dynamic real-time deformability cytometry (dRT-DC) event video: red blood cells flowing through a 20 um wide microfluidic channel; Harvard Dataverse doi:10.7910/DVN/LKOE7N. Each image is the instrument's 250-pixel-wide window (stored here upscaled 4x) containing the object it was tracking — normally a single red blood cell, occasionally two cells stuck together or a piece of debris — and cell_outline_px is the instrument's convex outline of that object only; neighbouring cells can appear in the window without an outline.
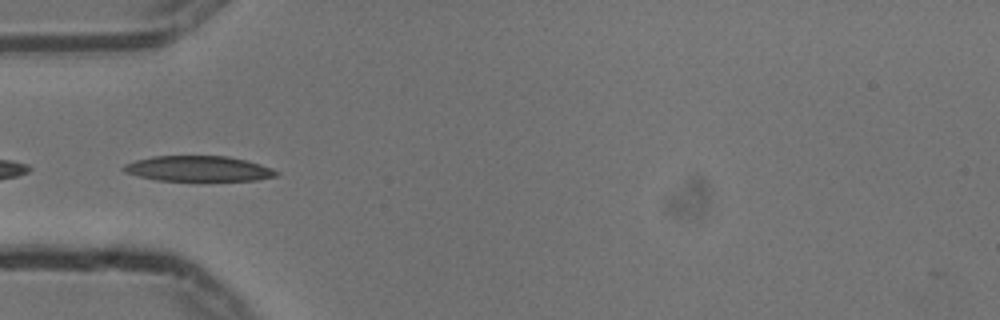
{"species": "common noctule bat (a hibernating species)", "species_latin": "Nyctalus noctula", "temperature_condition": "cold", "stored_images_in_passage": 13, "camera_frame_rate_fps": 3000, "um_per_image_px": 0.085, "animal": {"sex": "male", "body_mass_g": 13.3}, "frame": {"image": 1, "passage_image": 11, "time_ms": 3.333, "image_size_px": [1000, 320], "cell_outline_px": [[280, 172], [276, 176], [256, 180], [156, 180], [124, 172], [120, 168], [124, 164], [136, 160], [152, 156], [228, 156], [260, 164], [272, 168]], "centroid_in_image_um": [16.84, 14.33], "position_along_channel_um": 68.2, "area_um2": 22.43}}